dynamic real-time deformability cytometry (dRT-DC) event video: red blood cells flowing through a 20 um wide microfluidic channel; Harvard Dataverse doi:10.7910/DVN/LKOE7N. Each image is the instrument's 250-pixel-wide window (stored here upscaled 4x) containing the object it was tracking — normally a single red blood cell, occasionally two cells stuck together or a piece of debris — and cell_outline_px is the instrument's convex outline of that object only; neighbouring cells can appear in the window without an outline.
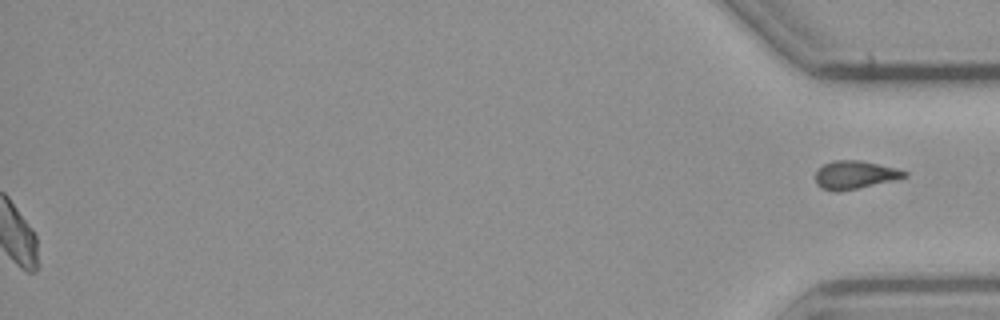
{"species": "common noctule bat (a hibernating species)", "species_latin": "Nyctalus noctula", "temperature_condition": "cold", "stored_images_in_passage": 50, "segment_of_instrument_passage": [2, 2], "camera_frame_rate_fps": 3000, "um_per_image_px": 0.085, "animal": {"sex": "male", "body_mass_g": 23.1, "forearm_length_mm": 52.7}, "frame": {"image": 1, "passage_image": 50, "time_ms": 16.333, "image_size_px": [1000, 320], "cell_outline_px": [[908, 176], [892, 180], [856, 188], [820, 188], [816, 184], [816, 172], [824, 164], [832, 160], [860, 160], [896, 168], [908, 172]], "centroid_in_image_um": [72.69, 14.81], "position_along_channel_um": 362.5, "area_um2": 13.87}}